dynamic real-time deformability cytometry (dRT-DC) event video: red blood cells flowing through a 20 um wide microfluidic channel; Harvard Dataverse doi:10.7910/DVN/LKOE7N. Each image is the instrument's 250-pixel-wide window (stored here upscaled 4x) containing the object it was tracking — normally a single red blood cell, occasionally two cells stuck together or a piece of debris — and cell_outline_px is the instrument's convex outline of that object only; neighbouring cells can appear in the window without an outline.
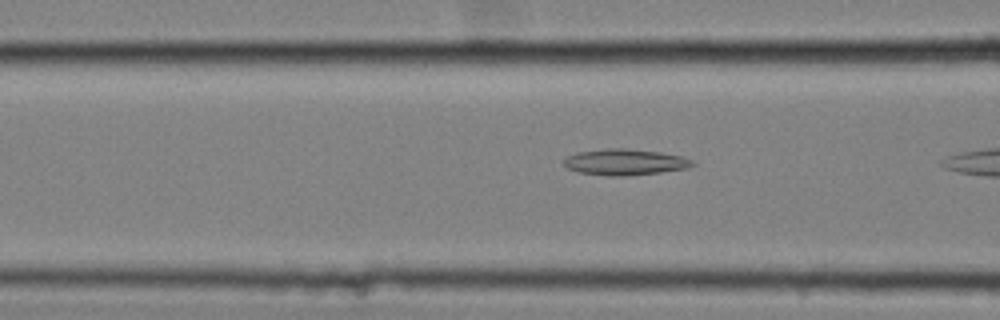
{"species": "common noctule bat (a hibernating species)", "species_latin": "Nyctalus noctula", "temperature_condition": "cold", "stored_images_in_passage": 12, "camera_frame_rate_fps": 3000, "um_per_image_px": 0.085, "animal": {"sex": "female", "body_mass_g": 25.1}, "frame": {"image": 1, "passage_image": 10, "time_ms": 3.0, "image_size_px": [1000, 320], "cell_outline_px": [[696, 164], [688, 168], [660, 172], [624, 176], [608, 176], [576, 172], [568, 168], [564, 164], [564, 160], [568, 156], [576, 152], [604, 148], [628, 148], [660, 152], [680, 156], [692, 160]], "centroid_in_image_um": [53.1, 13.77], "position_along_channel_um": 113.5, "area_um2": 19.65}}